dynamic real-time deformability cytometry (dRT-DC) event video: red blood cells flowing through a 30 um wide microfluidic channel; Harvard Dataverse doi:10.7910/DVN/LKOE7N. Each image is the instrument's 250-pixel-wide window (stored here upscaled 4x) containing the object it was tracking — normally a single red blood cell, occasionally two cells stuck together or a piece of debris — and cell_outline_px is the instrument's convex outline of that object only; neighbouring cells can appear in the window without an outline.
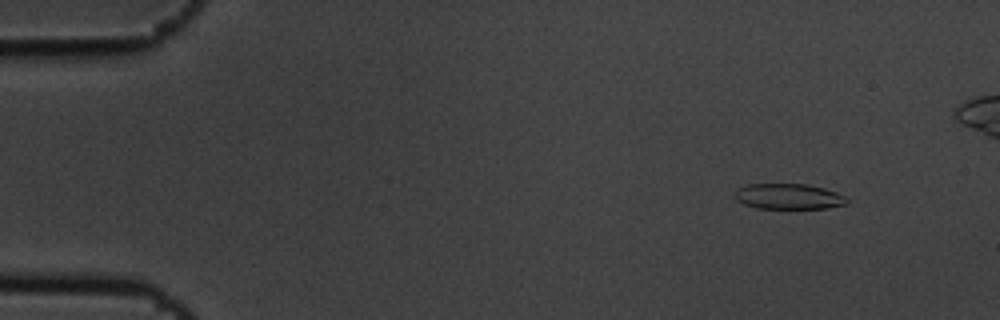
{"species": "common noctule bat (a hibernating species)", "species_latin": "Nyctalus noctula", "temperature_condition": "cold", "stored_images_in_passage": 6, "camera_frame_rate_fps": 3000, "um_per_image_px": 0.085, "animal": {"sex": "male", "body_mass_g": 19.5, "forearm_length_mm": 54.6}, "frame": {"image": 1, "passage_image": 2, "time_ms": 0.333, "image_size_px": [1000, 320], "cell_outline_px": [[848, 204], [828, 208], [756, 208], [744, 204], [736, 200], [732, 196], [740, 188], [748, 184], [808, 184], [824, 188], [836, 192], [844, 196], [848, 200]], "centroid_in_image_um": [67.03, 16.7], "position_along_channel_um": 18.0, "area_um2": 16.7}}